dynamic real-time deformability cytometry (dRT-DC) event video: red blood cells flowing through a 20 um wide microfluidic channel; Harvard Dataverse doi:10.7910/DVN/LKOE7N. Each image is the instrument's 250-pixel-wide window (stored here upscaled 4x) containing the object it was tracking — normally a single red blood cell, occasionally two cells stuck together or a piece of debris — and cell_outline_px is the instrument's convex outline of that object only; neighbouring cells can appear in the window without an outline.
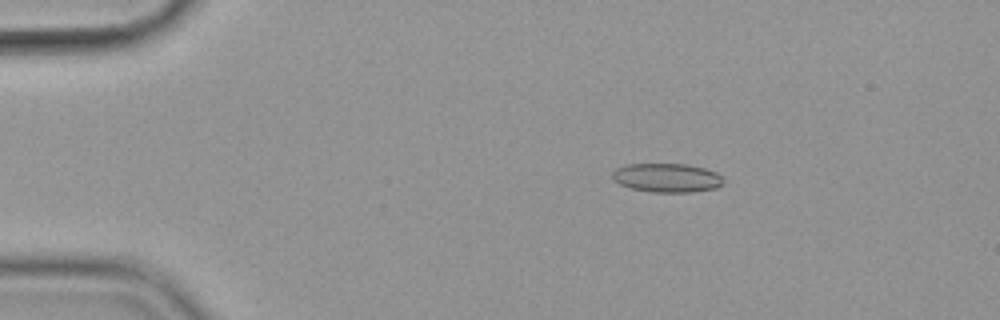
{"species": "common noctule bat (a hibernating species)", "species_latin": "Nyctalus noctula", "temperature_condition": "cold", "stored_images_in_passage": 50, "camera_frame_rate_fps": 3000, "um_per_image_px": 0.085, "animal": {"sex": "female", "body_mass_g": 19.9}, "frame": {"image": 1, "passage_image": 4, "time_ms": 1.0, "image_size_px": [1000, 320], "cell_outline_px": [[724, 184], [716, 188], [692, 192], [652, 192], [632, 188], [620, 184], [612, 176], [612, 172], [616, 168], [628, 164], [688, 164], [704, 168], [716, 172], [720, 176]], "centroid_in_image_um": [56.71, 15.11], "position_along_channel_um": 28.3, "area_um2": 18.61}}
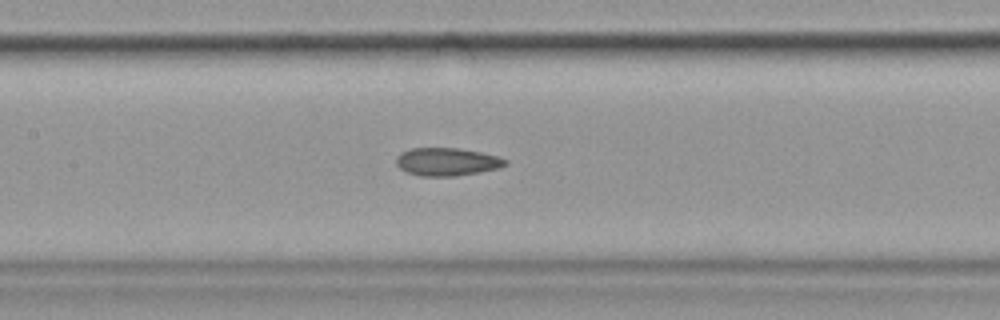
{"frame": {"image": 2, "passage_image": 21, "time_ms": 6.667, "image_size_px": [1000, 320], "cell_outline_px": [[508, 164], [496, 168], [456, 176], [420, 176], [408, 172], [400, 168], [396, 164], [396, 156], [400, 152], [412, 148], [460, 148], [500, 156], [508, 160]], "centroid_in_image_um": [37.98, 13.74], "position_along_channel_um": 169.4, "area_um2": 17.74}}
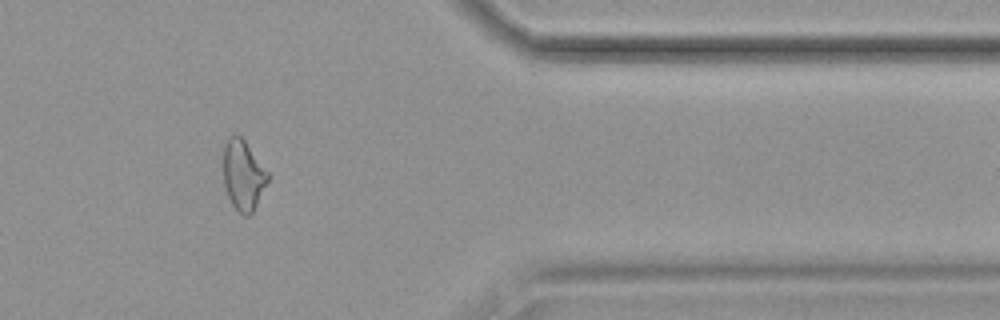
{"frame": {"image": 3, "passage_image": 41, "time_ms": 13.333, "image_size_px": [1000, 320], "cell_outline_px": [[268, 180], [252, 212], [248, 216], [244, 216], [232, 204], [228, 196], [224, 184], [224, 144], [228, 136], [232, 132], [240, 136], [244, 140], [268, 172]], "centroid_in_image_um": [20.65, 14.84], "position_along_channel_um": 390.8, "area_um2": 17.86}, "authors_computed_cell_mechanics": {"area_um2": 18.2937, "velocity_mm_per_s": 3.5979, "shape_relaxation_time_tau1_ms": null, "shape_relaxation_time_tau2_ms": 2.9791, "deformation_change_tau1": null, "deformation_change_tau2": 0.1035}}